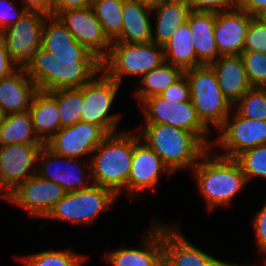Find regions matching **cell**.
Here are the masks:
<instances>
[{
  "label": "cell",
  "instance_id": "1",
  "mask_svg": "<svg viewBox=\"0 0 266 266\" xmlns=\"http://www.w3.org/2000/svg\"><path fill=\"white\" fill-rule=\"evenodd\" d=\"M43 25L42 48L37 49L24 65L27 76L40 91L81 88L102 71L101 60L79 44L55 15Z\"/></svg>",
  "mask_w": 266,
  "mask_h": 266
},
{
  "label": "cell",
  "instance_id": "2",
  "mask_svg": "<svg viewBox=\"0 0 266 266\" xmlns=\"http://www.w3.org/2000/svg\"><path fill=\"white\" fill-rule=\"evenodd\" d=\"M134 150V135L108 134L94 151L98 153L86 166L95 185L110 190L116 197L122 187L128 191V177Z\"/></svg>",
  "mask_w": 266,
  "mask_h": 266
},
{
  "label": "cell",
  "instance_id": "3",
  "mask_svg": "<svg viewBox=\"0 0 266 266\" xmlns=\"http://www.w3.org/2000/svg\"><path fill=\"white\" fill-rule=\"evenodd\" d=\"M141 134L171 173L190 165L195 167L198 158L210 149L195 133L170 125L146 123Z\"/></svg>",
  "mask_w": 266,
  "mask_h": 266
},
{
  "label": "cell",
  "instance_id": "4",
  "mask_svg": "<svg viewBox=\"0 0 266 266\" xmlns=\"http://www.w3.org/2000/svg\"><path fill=\"white\" fill-rule=\"evenodd\" d=\"M209 151L211 150L200 158V162L193 169L200 191L212 210L218 205H228L247 182V178L234 158H206Z\"/></svg>",
  "mask_w": 266,
  "mask_h": 266
},
{
  "label": "cell",
  "instance_id": "5",
  "mask_svg": "<svg viewBox=\"0 0 266 266\" xmlns=\"http://www.w3.org/2000/svg\"><path fill=\"white\" fill-rule=\"evenodd\" d=\"M184 74L199 120L207 129L210 122L220 129L229 116L232 104L223 95L213 68L205 64L185 70Z\"/></svg>",
  "mask_w": 266,
  "mask_h": 266
},
{
  "label": "cell",
  "instance_id": "6",
  "mask_svg": "<svg viewBox=\"0 0 266 266\" xmlns=\"http://www.w3.org/2000/svg\"><path fill=\"white\" fill-rule=\"evenodd\" d=\"M108 55L101 61L106 75L121 83L123 75H144L159 67L164 60L163 46L155 43L112 42Z\"/></svg>",
  "mask_w": 266,
  "mask_h": 266
},
{
  "label": "cell",
  "instance_id": "7",
  "mask_svg": "<svg viewBox=\"0 0 266 266\" xmlns=\"http://www.w3.org/2000/svg\"><path fill=\"white\" fill-rule=\"evenodd\" d=\"M115 195L99 185L67 193L49 212L47 218L86 224L114 203Z\"/></svg>",
  "mask_w": 266,
  "mask_h": 266
},
{
  "label": "cell",
  "instance_id": "8",
  "mask_svg": "<svg viewBox=\"0 0 266 266\" xmlns=\"http://www.w3.org/2000/svg\"><path fill=\"white\" fill-rule=\"evenodd\" d=\"M146 123L170 125L195 133L208 147L207 129L199 120L191 101L175 103L159 95L143 101Z\"/></svg>",
  "mask_w": 266,
  "mask_h": 266
},
{
  "label": "cell",
  "instance_id": "9",
  "mask_svg": "<svg viewBox=\"0 0 266 266\" xmlns=\"http://www.w3.org/2000/svg\"><path fill=\"white\" fill-rule=\"evenodd\" d=\"M47 15L37 11H27L13 25L3 30L8 53L20 67L30 60L32 54L42 48L43 25Z\"/></svg>",
  "mask_w": 266,
  "mask_h": 266
},
{
  "label": "cell",
  "instance_id": "10",
  "mask_svg": "<svg viewBox=\"0 0 266 266\" xmlns=\"http://www.w3.org/2000/svg\"><path fill=\"white\" fill-rule=\"evenodd\" d=\"M119 86L120 84L105 73L100 79H92L83 85L81 87L83 90L81 121L95 124L107 134L114 133L119 116H111L107 113Z\"/></svg>",
  "mask_w": 266,
  "mask_h": 266
},
{
  "label": "cell",
  "instance_id": "11",
  "mask_svg": "<svg viewBox=\"0 0 266 266\" xmlns=\"http://www.w3.org/2000/svg\"><path fill=\"white\" fill-rule=\"evenodd\" d=\"M67 194L59 184L35 175L20 183L6 196L25 208L33 217H46L52 208Z\"/></svg>",
  "mask_w": 266,
  "mask_h": 266
},
{
  "label": "cell",
  "instance_id": "12",
  "mask_svg": "<svg viewBox=\"0 0 266 266\" xmlns=\"http://www.w3.org/2000/svg\"><path fill=\"white\" fill-rule=\"evenodd\" d=\"M53 15L61 20L79 44L98 59L102 61L108 55L104 49L110 50L111 42L105 36L102 25L91 6L83 9L53 11Z\"/></svg>",
  "mask_w": 266,
  "mask_h": 266
},
{
  "label": "cell",
  "instance_id": "13",
  "mask_svg": "<svg viewBox=\"0 0 266 266\" xmlns=\"http://www.w3.org/2000/svg\"><path fill=\"white\" fill-rule=\"evenodd\" d=\"M108 134L99 126L79 121L59 129L45 146L57 155L77 158L92 153Z\"/></svg>",
  "mask_w": 266,
  "mask_h": 266
},
{
  "label": "cell",
  "instance_id": "14",
  "mask_svg": "<svg viewBox=\"0 0 266 266\" xmlns=\"http://www.w3.org/2000/svg\"><path fill=\"white\" fill-rule=\"evenodd\" d=\"M45 144H11L0 146V191L3 197L11 193L20 183L35 174L28 173L37 160L39 150Z\"/></svg>",
  "mask_w": 266,
  "mask_h": 266
},
{
  "label": "cell",
  "instance_id": "15",
  "mask_svg": "<svg viewBox=\"0 0 266 266\" xmlns=\"http://www.w3.org/2000/svg\"><path fill=\"white\" fill-rule=\"evenodd\" d=\"M234 116L233 123H230L228 116L220 128L221 131H225L216 141L229 149L227 153L220 155L227 158H235L247 149L266 144V120L249 119L240 116L237 112Z\"/></svg>",
  "mask_w": 266,
  "mask_h": 266
},
{
  "label": "cell",
  "instance_id": "16",
  "mask_svg": "<svg viewBox=\"0 0 266 266\" xmlns=\"http://www.w3.org/2000/svg\"><path fill=\"white\" fill-rule=\"evenodd\" d=\"M252 18L239 8L215 13L214 37L220 55H240L243 52Z\"/></svg>",
  "mask_w": 266,
  "mask_h": 266
},
{
  "label": "cell",
  "instance_id": "17",
  "mask_svg": "<svg viewBox=\"0 0 266 266\" xmlns=\"http://www.w3.org/2000/svg\"><path fill=\"white\" fill-rule=\"evenodd\" d=\"M142 136H134V150L130 174L128 177V193L133 196L137 191L154 189L158 183L160 173L169 168L163 160L146 144H139Z\"/></svg>",
  "mask_w": 266,
  "mask_h": 266
},
{
  "label": "cell",
  "instance_id": "18",
  "mask_svg": "<svg viewBox=\"0 0 266 266\" xmlns=\"http://www.w3.org/2000/svg\"><path fill=\"white\" fill-rule=\"evenodd\" d=\"M26 75L24 67L0 80V108L7 114L29 111L34 95L38 91L36 84Z\"/></svg>",
  "mask_w": 266,
  "mask_h": 266
},
{
  "label": "cell",
  "instance_id": "19",
  "mask_svg": "<svg viewBox=\"0 0 266 266\" xmlns=\"http://www.w3.org/2000/svg\"><path fill=\"white\" fill-rule=\"evenodd\" d=\"M225 98L235 104L251 87L240 55H221L209 64Z\"/></svg>",
  "mask_w": 266,
  "mask_h": 266
},
{
  "label": "cell",
  "instance_id": "20",
  "mask_svg": "<svg viewBox=\"0 0 266 266\" xmlns=\"http://www.w3.org/2000/svg\"><path fill=\"white\" fill-rule=\"evenodd\" d=\"M214 259L184 239L177 228L163 226V266H209Z\"/></svg>",
  "mask_w": 266,
  "mask_h": 266
},
{
  "label": "cell",
  "instance_id": "21",
  "mask_svg": "<svg viewBox=\"0 0 266 266\" xmlns=\"http://www.w3.org/2000/svg\"><path fill=\"white\" fill-rule=\"evenodd\" d=\"M145 239V250L121 249L111 253L107 259L113 266H163V225Z\"/></svg>",
  "mask_w": 266,
  "mask_h": 266
},
{
  "label": "cell",
  "instance_id": "22",
  "mask_svg": "<svg viewBox=\"0 0 266 266\" xmlns=\"http://www.w3.org/2000/svg\"><path fill=\"white\" fill-rule=\"evenodd\" d=\"M152 7L136 0H125L123 4V25L121 35L113 42L148 43L153 32L149 21Z\"/></svg>",
  "mask_w": 266,
  "mask_h": 266
},
{
  "label": "cell",
  "instance_id": "23",
  "mask_svg": "<svg viewBox=\"0 0 266 266\" xmlns=\"http://www.w3.org/2000/svg\"><path fill=\"white\" fill-rule=\"evenodd\" d=\"M187 22L192 35L193 46L197 59L203 64H211L216 57L221 56L216 46L215 12H196L189 14ZM217 55V56H216Z\"/></svg>",
  "mask_w": 266,
  "mask_h": 266
},
{
  "label": "cell",
  "instance_id": "24",
  "mask_svg": "<svg viewBox=\"0 0 266 266\" xmlns=\"http://www.w3.org/2000/svg\"><path fill=\"white\" fill-rule=\"evenodd\" d=\"M157 10L156 34L151 41L164 46L174 34L178 26L185 24L192 12L185 0H163L152 7Z\"/></svg>",
  "mask_w": 266,
  "mask_h": 266
},
{
  "label": "cell",
  "instance_id": "25",
  "mask_svg": "<svg viewBox=\"0 0 266 266\" xmlns=\"http://www.w3.org/2000/svg\"><path fill=\"white\" fill-rule=\"evenodd\" d=\"M29 112L34 131L44 144L61 129L57 100L49 92L38 90L33 97ZM45 132H49L50 135ZM41 133L45 135L42 136Z\"/></svg>",
  "mask_w": 266,
  "mask_h": 266
},
{
  "label": "cell",
  "instance_id": "26",
  "mask_svg": "<svg viewBox=\"0 0 266 266\" xmlns=\"http://www.w3.org/2000/svg\"><path fill=\"white\" fill-rule=\"evenodd\" d=\"M62 158L64 159V161L66 160L67 164L69 163L68 165L73 164L72 166H74L75 168H78L76 161L74 162V158H66V157L57 155L44 145L39 150V153L37 156V160L43 159V163L41 164H43L42 166L44 167V169L38 170L39 172H36L37 175L39 177H42L44 179H47V180H50L52 182L59 184L61 187L65 189L67 193L75 192V191L90 187V186H87L85 183H83V181H85L83 180L85 179V176H84V173L81 171V169H79L80 171L78 173L80 174V176H77V175L75 176L73 171L67 170L68 168L61 169L59 166L58 167L60 169L54 167V170L51 173V168L53 166V163H55L56 160L62 159ZM44 160H46L47 162H45Z\"/></svg>",
  "mask_w": 266,
  "mask_h": 266
},
{
  "label": "cell",
  "instance_id": "27",
  "mask_svg": "<svg viewBox=\"0 0 266 266\" xmlns=\"http://www.w3.org/2000/svg\"><path fill=\"white\" fill-rule=\"evenodd\" d=\"M164 60L183 71L203 65L196 55L189 23L178 26L171 39L163 46Z\"/></svg>",
  "mask_w": 266,
  "mask_h": 266
},
{
  "label": "cell",
  "instance_id": "28",
  "mask_svg": "<svg viewBox=\"0 0 266 266\" xmlns=\"http://www.w3.org/2000/svg\"><path fill=\"white\" fill-rule=\"evenodd\" d=\"M11 144H44L34 131L29 111L5 116L0 127V146Z\"/></svg>",
  "mask_w": 266,
  "mask_h": 266
},
{
  "label": "cell",
  "instance_id": "29",
  "mask_svg": "<svg viewBox=\"0 0 266 266\" xmlns=\"http://www.w3.org/2000/svg\"><path fill=\"white\" fill-rule=\"evenodd\" d=\"M183 74L184 71L181 68L164 62L142 76L141 82L146 87L139 88L136 97L143 102L149 97L159 95Z\"/></svg>",
  "mask_w": 266,
  "mask_h": 266
},
{
  "label": "cell",
  "instance_id": "30",
  "mask_svg": "<svg viewBox=\"0 0 266 266\" xmlns=\"http://www.w3.org/2000/svg\"><path fill=\"white\" fill-rule=\"evenodd\" d=\"M125 0H92L91 8L102 25L103 32L112 43L121 35L123 4Z\"/></svg>",
  "mask_w": 266,
  "mask_h": 266
},
{
  "label": "cell",
  "instance_id": "31",
  "mask_svg": "<svg viewBox=\"0 0 266 266\" xmlns=\"http://www.w3.org/2000/svg\"><path fill=\"white\" fill-rule=\"evenodd\" d=\"M49 93L57 100L61 128L72 126L81 121L83 90L81 88H65Z\"/></svg>",
  "mask_w": 266,
  "mask_h": 266
},
{
  "label": "cell",
  "instance_id": "32",
  "mask_svg": "<svg viewBox=\"0 0 266 266\" xmlns=\"http://www.w3.org/2000/svg\"><path fill=\"white\" fill-rule=\"evenodd\" d=\"M236 103L240 116L249 119L266 120V87L252 86Z\"/></svg>",
  "mask_w": 266,
  "mask_h": 266
},
{
  "label": "cell",
  "instance_id": "33",
  "mask_svg": "<svg viewBox=\"0 0 266 266\" xmlns=\"http://www.w3.org/2000/svg\"><path fill=\"white\" fill-rule=\"evenodd\" d=\"M234 159L239 163L247 181L253 176L266 177V144L247 149Z\"/></svg>",
  "mask_w": 266,
  "mask_h": 266
},
{
  "label": "cell",
  "instance_id": "34",
  "mask_svg": "<svg viewBox=\"0 0 266 266\" xmlns=\"http://www.w3.org/2000/svg\"><path fill=\"white\" fill-rule=\"evenodd\" d=\"M84 257L70 251H44L23 258L26 266H81Z\"/></svg>",
  "mask_w": 266,
  "mask_h": 266
},
{
  "label": "cell",
  "instance_id": "35",
  "mask_svg": "<svg viewBox=\"0 0 266 266\" xmlns=\"http://www.w3.org/2000/svg\"><path fill=\"white\" fill-rule=\"evenodd\" d=\"M240 56L250 84L266 87V53L243 51Z\"/></svg>",
  "mask_w": 266,
  "mask_h": 266
},
{
  "label": "cell",
  "instance_id": "36",
  "mask_svg": "<svg viewBox=\"0 0 266 266\" xmlns=\"http://www.w3.org/2000/svg\"><path fill=\"white\" fill-rule=\"evenodd\" d=\"M243 51L266 53V24L257 17L249 23Z\"/></svg>",
  "mask_w": 266,
  "mask_h": 266
},
{
  "label": "cell",
  "instance_id": "37",
  "mask_svg": "<svg viewBox=\"0 0 266 266\" xmlns=\"http://www.w3.org/2000/svg\"><path fill=\"white\" fill-rule=\"evenodd\" d=\"M159 96L165 100L175 103L191 101L190 86L186 75L183 74L179 79L159 94Z\"/></svg>",
  "mask_w": 266,
  "mask_h": 266
},
{
  "label": "cell",
  "instance_id": "38",
  "mask_svg": "<svg viewBox=\"0 0 266 266\" xmlns=\"http://www.w3.org/2000/svg\"><path fill=\"white\" fill-rule=\"evenodd\" d=\"M192 11L196 12H221L238 8V0H185ZM235 6V7H232ZM221 8V9H220ZM226 9V10H225Z\"/></svg>",
  "mask_w": 266,
  "mask_h": 266
},
{
  "label": "cell",
  "instance_id": "39",
  "mask_svg": "<svg viewBox=\"0 0 266 266\" xmlns=\"http://www.w3.org/2000/svg\"><path fill=\"white\" fill-rule=\"evenodd\" d=\"M5 1L7 2V0H0V33L9 26L13 25L28 11L24 6H22L20 13H17L16 17H13L11 9L12 7H15L13 6V3L9 1L5 3L6 6H4L3 4Z\"/></svg>",
  "mask_w": 266,
  "mask_h": 266
},
{
  "label": "cell",
  "instance_id": "40",
  "mask_svg": "<svg viewBox=\"0 0 266 266\" xmlns=\"http://www.w3.org/2000/svg\"><path fill=\"white\" fill-rule=\"evenodd\" d=\"M254 226L257 237V244L260 251L266 254V203L263 208L256 214Z\"/></svg>",
  "mask_w": 266,
  "mask_h": 266
},
{
  "label": "cell",
  "instance_id": "41",
  "mask_svg": "<svg viewBox=\"0 0 266 266\" xmlns=\"http://www.w3.org/2000/svg\"><path fill=\"white\" fill-rule=\"evenodd\" d=\"M16 65L7 51L3 36L0 34V80L16 71Z\"/></svg>",
  "mask_w": 266,
  "mask_h": 266
},
{
  "label": "cell",
  "instance_id": "42",
  "mask_svg": "<svg viewBox=\"0 0 266 266\" xmlns=\"http://www.w3.org/2000/svg\"><path fill=\"white\" fill-rule=\"evenodd\" d=\"M25 1L24 7L28 11H37L44 13L47 16L53 15V6L55 0H23Z\"/></svg>",
  "mask_w": 266,
  "mask_h": 266
},
{
  "label": "cell",
  "instance_id": "43",
  "mask_svg": "<svg viewBox=\"0 0 266 266\" xmlns=\"http://www.w3.org/2000/svg\"><path fill=\"white\" fill-rule=\"evenodd\" d=\"M238 8L257 17L266 9V0H238Z\"/></svg>",
  "mask_w": 266,
  "mask_h": 266
},
{
  "label": "cell",
  "instance_id": "44",
  "mask_svg": "<svg viewBox=\"0 0 266 266\" xmlns=\"http://www.w3.org/2000/svg\"><path fill=\"white\" fill-rule=\"evenodd\" d=\"M92 0H55L53 11L83 9L91 6Z\"/></svg>",
  "mask_w": 266,
  "mask_h": 266
},
{
  "label": "cell",
  "instance_id": "45",
  "mask_svg": "<svg viewBox=\"0 0 266 266\" xmlns=\"http://www.w3.org/2000/svg\"><path fill=\"white\" fill-rule=\"evenodd\" d=\"M209 266H238L237 264H230V263H226L217 259H214Z\"/></svg>",
  "mask_w": 266,
  "mask_h": 266
},
{
  "label": "cell",
  "instance_id": "46",
  "mask_svg": "<svg viewBox=\"0 0 266 266\" xmlns=\"http://www.w3.org/2000/svg\"><path fill=\"white\" fill-rule=\"evenodd\" d=\"M136 1H139L140 3L146 4L150 7H153L155 5H158L163 0H136Z\"/></svg>",
  "mask_w": 266,
  "mask_h": 266
},
{
  "label": "cell",
  "instance_id": "47",
  "mask_svg": "<svg viewBox=\"0 0 266 266\" xmlns=\"http://www.w3.org/2000/svg\"><path fill=\"white\" fill-rule=\"evenodd\" d=\"M257 18H259L263 23L266 24V9L264 11H262Z\"/></svg>",
  "mask_w": 266,
  "mask_h": 266
},
{
  "label": "cell",
  "instance_id": "48",
  "mask_svg": "<svg viewBox=\"0 0 266 266\" xmlns=\"http://www.w3.org/2000/svg\"><path fill=\"white\" fill-rule=\"evenodd\" d=\"M6 114L3 112V110L0 108V127L3 124V121L5 119Z\"/></svg>",
  "mask_w": 266,
  "mask_h": 266
}]
</instances>
